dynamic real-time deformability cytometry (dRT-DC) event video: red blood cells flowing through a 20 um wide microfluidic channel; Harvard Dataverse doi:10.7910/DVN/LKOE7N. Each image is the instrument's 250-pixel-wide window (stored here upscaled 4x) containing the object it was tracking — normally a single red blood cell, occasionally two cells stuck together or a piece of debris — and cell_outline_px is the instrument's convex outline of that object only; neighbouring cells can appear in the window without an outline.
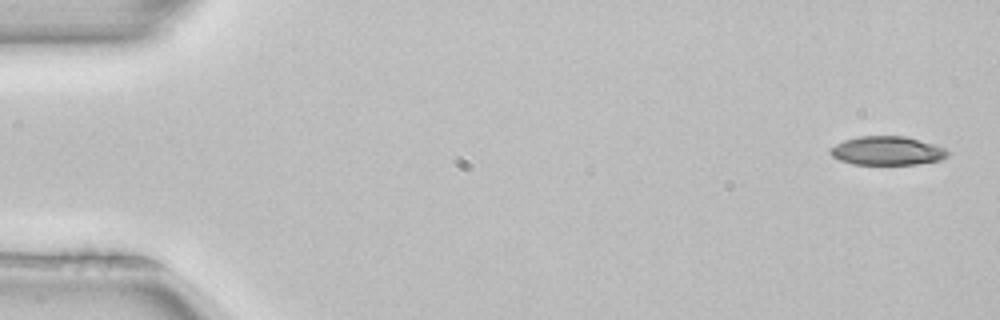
{"species": "common noctule bat (a hibernating species)", "species_latin": "Nyctalus noctula", "temperature_condition": "room temperature", "stored_images_in_passage": 4, "camera_frame_rate_fps": 3000, "um_per_image_px": 0.085, "animal": {"sex": "female", "body_mass_g": 22.7, "forearm_length_mm": 54.2}, "frame": {"image": 1, "passage_image": 1, "time_ms": 0.0, "image_size_px": [1000, 320], "cell_outline_px": [[948, 156], [940, 160], [916, 164], [852, 164], [840, 160], [832, 156], [828, 152], [836, 144], [844, 140], [860, 136], [904, 136], [932, 144], [944, 148], [948, 152]], "centroid_in_image_um": [75.38, 12.82], "position_along_channel_um": 9.6, "area_um2": 19.42}}
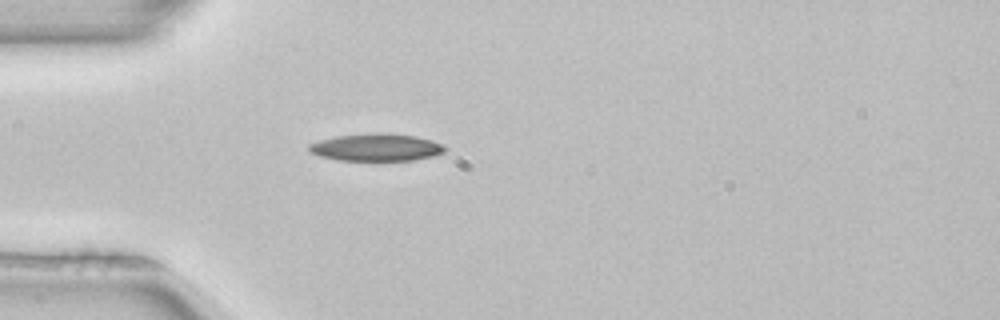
{"frame": {"image": 2, "passage_image": 4, "time_ms": 1.0, "image_size_px": [1000, 320], "cell_outline_px": [[448, 148], [444, 152], [432, 156], [416, 160], [376, 164], [340, 160], [320, 156], [308, 152], [308, 144], [320, 140], [336, 136], [376, 132], [384, 132], [416, 136], [432, 140]], "centroid_in_image_um": [31.98, 12.57], "position_along_channel_um": 53.0, "area_um2": 22.89}}